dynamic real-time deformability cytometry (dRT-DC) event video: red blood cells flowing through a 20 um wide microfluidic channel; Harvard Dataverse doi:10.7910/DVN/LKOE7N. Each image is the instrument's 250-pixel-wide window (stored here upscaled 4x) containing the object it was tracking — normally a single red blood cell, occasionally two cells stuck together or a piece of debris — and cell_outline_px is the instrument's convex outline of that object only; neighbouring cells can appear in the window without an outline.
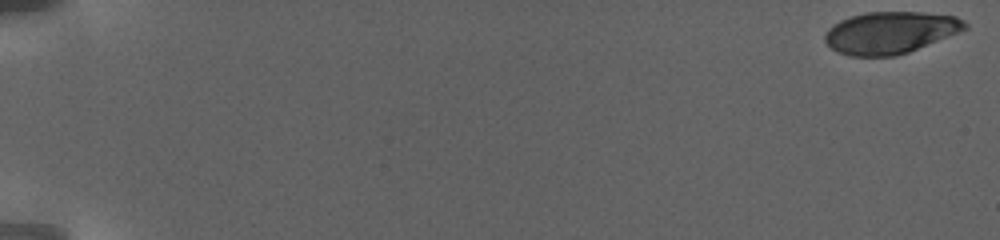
{"species": "human", "species_latin": "Homo sapiens", "temperature_condition": "warm", "stored_images_in_passage": 55, "camera_frame_rate_fps": 3000, "um_per_image_px": 0.085, "donor": {"sex": "female"}, "frame": {"image": 1, "passage_image": 1, "time_ms": 0.0, "image_size_px": [1000, 240], "cell_outline_px": [[968, 28], [908, 52], [896, 56], [852, 56], [840, 52], [832, 48], [824, 40], [824, 36], [828, 28], [840, 20], [864, 12], [920, 12], [956, 16], [964, 20], [968, 24]], "centroid_in_image_um": [75.67, 2.76], "position_along_channel_um": 9.3, "area_um2": 33.99}}
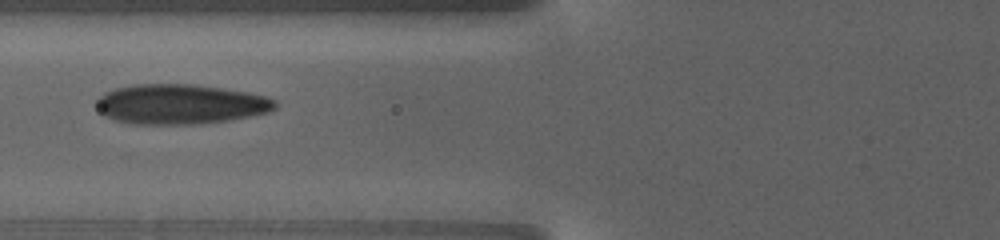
{"frame": {"image": 2, "passage_image": 25, "time_ms": 10.667, "image_size_px": [1000, 240], "cell_outline_px": [[276, 108], [268, 112], [228, 120], [200, 124], [132, 124], [116, 120], [104, 116], [100, 112], [96, 100], [104, 92], [112, 88], [136, 84], [192, 84], [248, 92], [268, 96], [276, 100]], "centroid_in_image_um": [15.31, 8.85], "position_along_channel_um": 110.5, "area_um2": 41.67}}
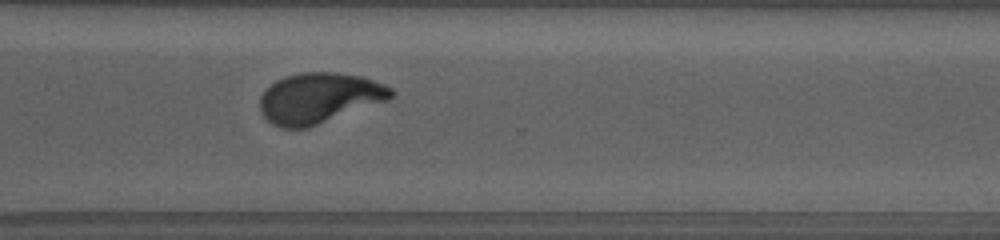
{"frame": {"image": 3, "passage_image": 45, "time_ms": 19.0, "image_size_px": [1000, 240], "cell_outline_px": [[396, 92], [388, 100], [308, 128], [284, 128], [272, 124], [260, 112], [260, 96], [276, 80], [284, 76], [300, 72], [336, 72], [364, 76], [384, 84], [392, 88]], "centroid_in_image_um": [27.15, 8.32], "position_along_channel_um": 343.5, "area_um2": 38.73}, "authors_computed_cell_mechanics": {"area_um2": 38.2636, "velocity_mm_per_s": 2.7995, "shape_relaxation_time_tau1_ms": 6.6176, "shape_relaxation_time_tau2_ms": null, "deformation_change_tau1": 0.2144, "deformation_change_tau2": null}}